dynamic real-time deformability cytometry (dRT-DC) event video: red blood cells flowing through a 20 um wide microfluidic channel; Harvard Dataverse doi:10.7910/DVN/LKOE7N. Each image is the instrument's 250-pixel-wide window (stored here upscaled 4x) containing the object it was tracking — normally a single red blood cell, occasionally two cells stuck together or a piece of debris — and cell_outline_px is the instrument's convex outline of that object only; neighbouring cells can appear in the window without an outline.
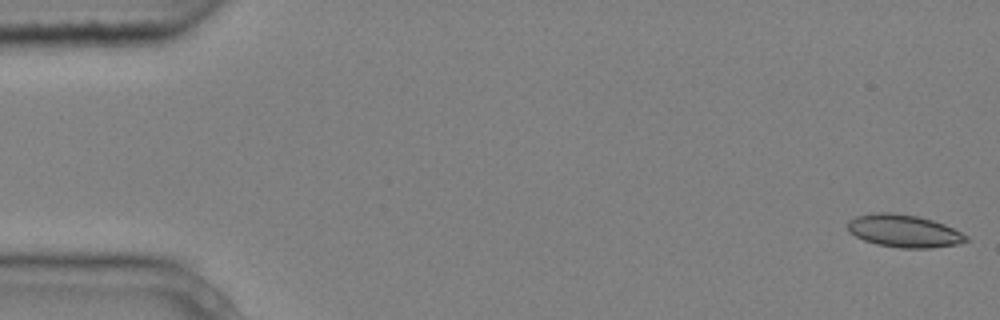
{"species": "common noctule bat (a hibernating species)", "species_latin": "Nyctalus noctula", "temperature_condition": "cold", "stored_images_in_passage": 4, "camera_frame_rate_fps": 3000, "um_per_image_px": 0.085, "animal": {"sex": "male", "body_mass_g": 20.4}, "frame": {"image": 1, "passage_image": 1, "time_ms": 0.0, "image_size_px": [1000, 320], "cell_outline_px": [[972, 240], [956, 244], [932, 248], [900, 248], [876, 244], [864, 240], [848, 232], [848, 220], [856, 216], [876, 212], [888, 212], [916, 216], [932, 220], [944, 224], [968, 236]], "centroid_in_image_um": [76.83, 19.64], "position_along_channel_um": 8.2, "area_um2": 22.48}}
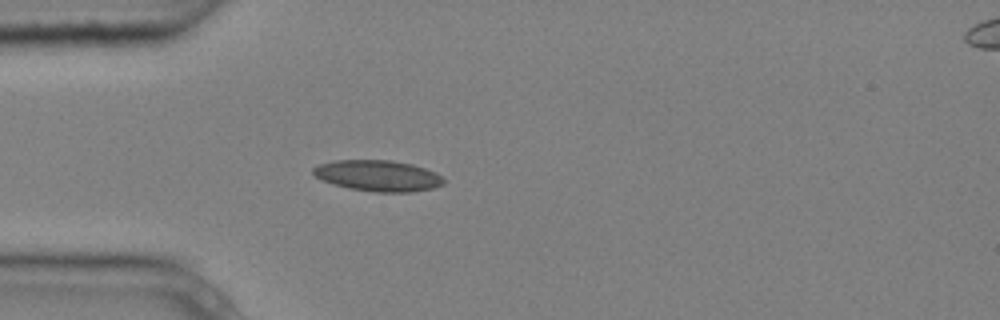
{"frame": {"image": 2, "passage_image": 4, "time_ms": 1.0, "image_size_px": [1000, 320], "cell_outline_px": [[444, 184], [432, 188], [412, 192], [376, 192], [348, 188], [332, 184], [320, 180], [312, 172], [312, 168], [320, 164], [336, 160], [392, 160], [412, 164], [436, 172], [444, 180]], "centroid_in_image_um": [32.11, 14.93], "position_along_channel_um": 52.9, "area_um2": 23.64}}